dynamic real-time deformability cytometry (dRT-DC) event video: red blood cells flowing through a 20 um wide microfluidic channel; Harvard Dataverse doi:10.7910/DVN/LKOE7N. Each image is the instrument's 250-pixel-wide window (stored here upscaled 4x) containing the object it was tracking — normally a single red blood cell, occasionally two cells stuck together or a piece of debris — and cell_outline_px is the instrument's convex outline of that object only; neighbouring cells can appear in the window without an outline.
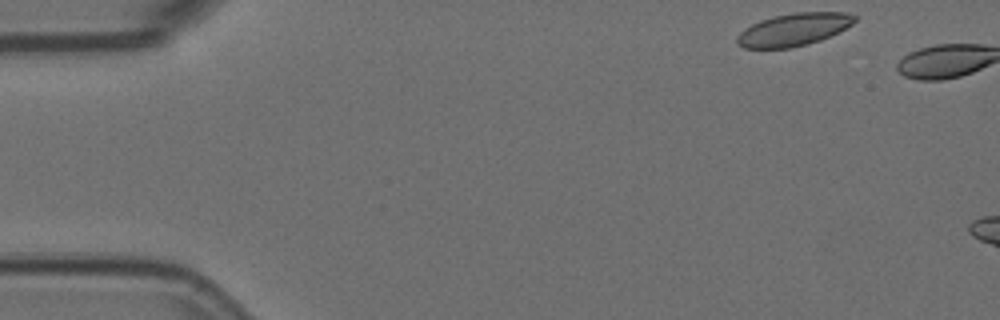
{"species": "Egyptian fruit bat (a non-hibernating species)", "species_latin": "Rousettus aegyptiacus", "temperature_condition": "room temperature", "stored_images_in_passage": 3, "camera_frame_rate_fps": 3000, "um_per_image_px": 0.085, "animal": {"sex": "female"}, "frame": {"image": 1, "passage_image": 1, "time_ms": 0.0, "image_size_px": [1000, 320], "cell_outline_px": [[856, 20], [852, 24], [820, 40], [792, 48], [744, 48], [736, 40], [736, 36], [744, 28], [760, 20], [776, 16], [796, 12], [848, 12], [856, 16]], "centroid_in_image_um": [67.45, 2.5], "position_along_channel_um": 17.6, "area_um2": 22.08}}